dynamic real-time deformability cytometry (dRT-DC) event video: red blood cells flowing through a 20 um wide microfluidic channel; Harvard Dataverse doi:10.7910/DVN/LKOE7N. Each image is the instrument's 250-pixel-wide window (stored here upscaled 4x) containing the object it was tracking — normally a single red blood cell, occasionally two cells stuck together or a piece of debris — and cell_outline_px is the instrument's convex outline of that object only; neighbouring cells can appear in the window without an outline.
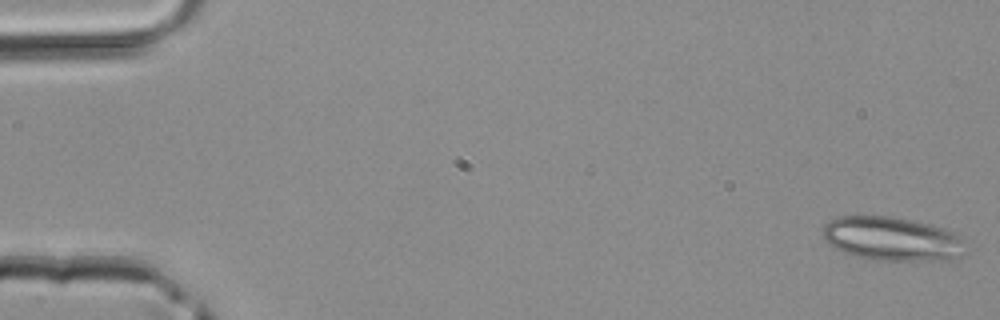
{"species": "common noctule bat (a hibernating species)", "species_latin": "Nyctalus noctula", "temperature_condition": "room temperature", "stored_images_in_passage": 5, "camera_frame_rate_fps": 3000, "um_per_image_px": 0.085, "animal": {"sex": "male", "body_mass_g": 20.4}, "frame": {"image": 1, "passage_image": 1, "time_ms": 0.0, "image_size_px": [1000, 320], "cell_outline_px": [[964, 240], [960, 256], [948, 260], [868, 260], [844, 252], [828, 244], [824, 240], [824, 224], [828, 220], [836, 216], [888, 216], [928, 224], [944, 228], [960, 236]], "centroid_in_image_um": [75.77, 20.3], "position_along_channel_um": 9.2, "area_um2": 36.3}}